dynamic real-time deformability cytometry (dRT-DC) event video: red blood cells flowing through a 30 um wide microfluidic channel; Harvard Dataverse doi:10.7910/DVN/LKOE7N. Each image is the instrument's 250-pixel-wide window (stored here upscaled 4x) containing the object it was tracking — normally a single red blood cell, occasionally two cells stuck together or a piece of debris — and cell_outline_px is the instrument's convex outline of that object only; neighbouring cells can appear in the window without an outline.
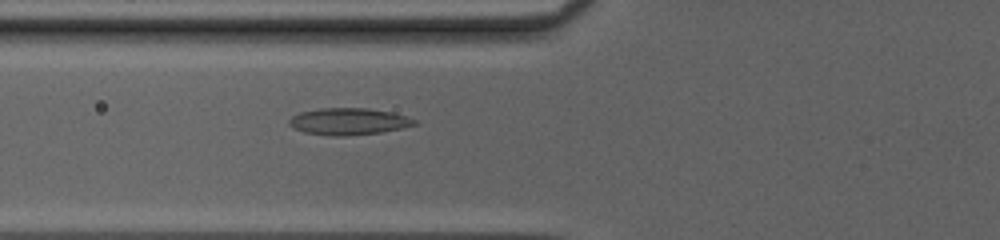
{"species": "common noctule bat (a hibernating species)", "species_latin": "Nyctalus noctula", "temperature_condition": "cold", "stored_images_in_passage": 48, "camera_frame_rate_fps": 3000, "um_per_image_px": 0.085, "animal": {"sex": "female", "body_mass_g": 20.0, "forearm_length_mm": 54.0}, "frame": {"image": 1, "passage_image": 18, "time_ms": 5.667, "image_size_px": [1000, 240], "cell_outline_px": [[416, 124], [404, 128], [380, 132], [348, 136], [332, 136], [304, 132], [292, 128], [288, 124], [288, 120], [292, 116], [300, 112], [320, 108], [368, 108], [392, 112], [416, 120]], "centroid_in_image_um": [29.6, 10.32], "position_along_channel_um": 96.2, "area_um2": 19.65}}
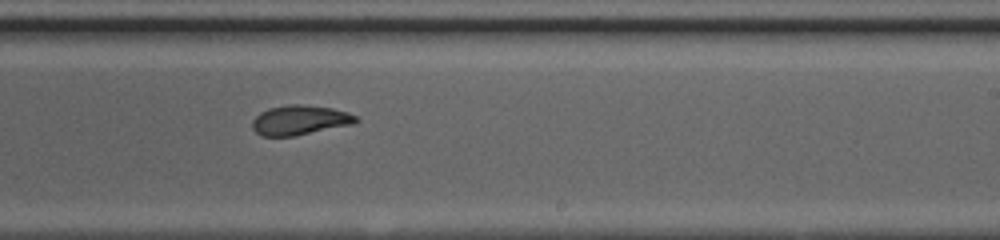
{"frame": {"image": 2, "passage_image": 30, "time_ms": 9.667, "image_size_px": [1000, 240], "cell_outline_px": [[360, 120], [352, 124], [296, 136], [260, 136], [252, 128], [252, 120], [260, 112], [268, 108], [288, 104], [300, 104], [332, 108], [348, 112], [356, 116]], "centroid_in_image_um": [25.47, 10.21], "position_along_channel_um": 263.5, "area_um2": 18.03}}
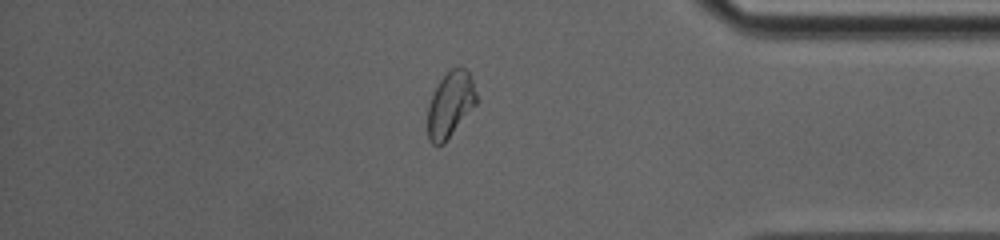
{"frame": {"image": 3, "passage_image": 41, "time_ms": 13.333, "image_size_px": [1000, 240], "cell_outline_px": [[476, 104], [444, 144], [432, 144], [428, 140], [428, 104], [440, 80], [452, 68], [460, 64], [468, 72], [472, 80], [476, 96]], "centroid_in_image_um": [38.27, 8.88], "position_along_channel_um": 396.9, "area_um2": 18.38}, "authors_computed_cell_mechanics": {"area_um2": 18.8428, "velocity_mm_per_s": 4.1851, "shape_relaxation_time_tau1_ms": 9.3199, "shape_relaxation_time_tau2_ms": 1.1845, "deformation_change_tau1": 0.2484, "deformation_change_tau2": 0.0725}}